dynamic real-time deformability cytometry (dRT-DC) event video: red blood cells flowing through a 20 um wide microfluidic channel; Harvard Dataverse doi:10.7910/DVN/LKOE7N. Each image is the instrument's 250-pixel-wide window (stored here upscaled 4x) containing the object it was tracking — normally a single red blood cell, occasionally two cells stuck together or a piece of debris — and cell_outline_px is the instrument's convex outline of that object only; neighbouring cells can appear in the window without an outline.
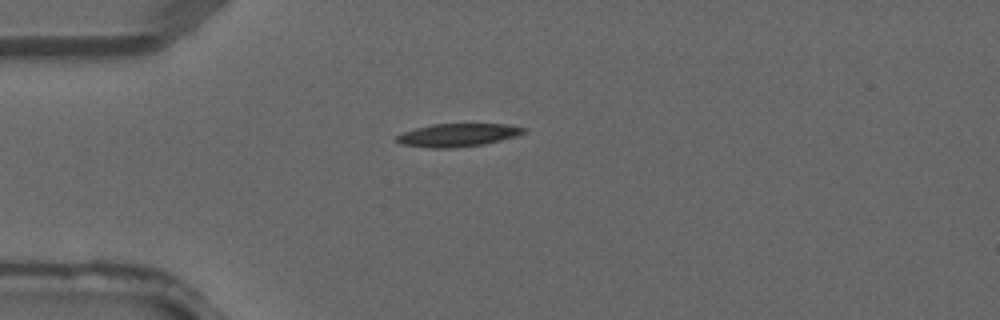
{"species": "common noctule bat (a hibernating species)", "species_latin": "Nyctalus noctula", "temperature_condition": "warm", "stored_images_in_passage": 1, "camera_frame_rate_fps": 3000, "um_per_image_px": 0.085, "animal": {"sex": "male", "forearm_length_mm": 52.5}, "frame": {"image": 1, "passage_image": 1, "time_ms": 0.0, "image_size_px": [1000, 320], "cell_outline_px": [[528, 128], [524, 132], [516, 136], [484, 144], [456, 148], [428, 148], [400, 144], [396, 140], [396, 136], [404, 132], [416, 128], [432, 124], [508, 124]], "centroid_in_image_um": [38.91, 11.48], "position_along_channel_um": 46.1, "area_um2": 17.11}}